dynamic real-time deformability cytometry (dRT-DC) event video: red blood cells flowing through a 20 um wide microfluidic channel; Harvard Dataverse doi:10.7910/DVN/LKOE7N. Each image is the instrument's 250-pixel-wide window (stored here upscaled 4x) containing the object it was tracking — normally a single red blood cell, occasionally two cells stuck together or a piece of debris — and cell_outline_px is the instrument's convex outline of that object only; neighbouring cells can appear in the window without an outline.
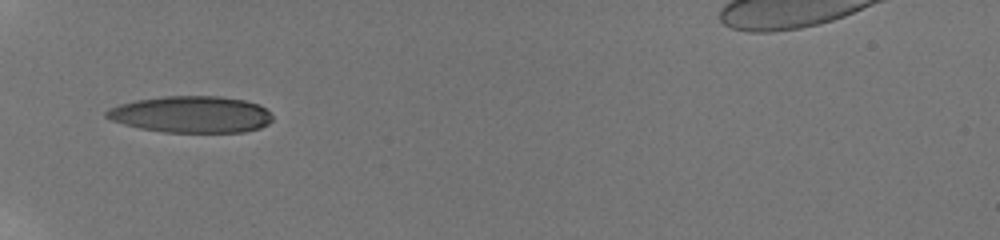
{"species": "human", "species_latin": "Homo sapiens", "temperature_condition": "room temperature", "stored_images_in_passage": 13, "camera_frame_rate_fps": 3000, "um_per_image_px": 0.085, "donor": {"sex": "male"}, "frame": {"image": 1, "passage_image": 1, "time_ms": 0.0, "image_size_px": [1000, 240], "cell_outline_px": [[272, 120], [268, 124], [260, 128], [244, 132], [164, 132], [140, 128], [124, 124], [112, 120], [104, 116], [104, 112], [108, 108], [120, 104], [136, 100], [164, 96], [220, 96], [244, 100], [260, 104], [272, 116]], "centroid_in_image_um": [16.25, 9.72], "position_along_channel_um": 68.7, "area_um2": 35.49}}
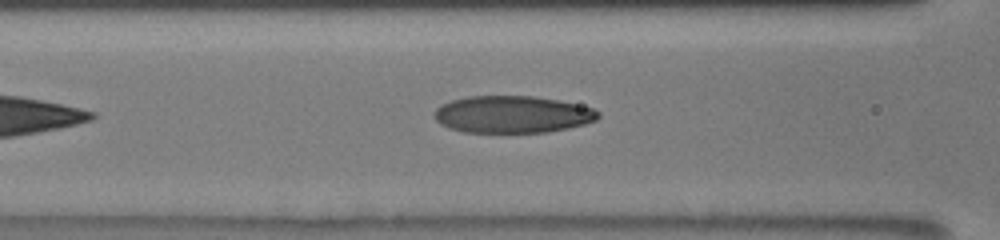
{"frame": {"image": 2, "passage_image": 10, "time_ms": 1.667, "image_size_px": [1000, 240], "cell_outline_px": [[600, 116], [596, 120], [584, 124], [568, 128], [548, 132], [464, 132], [448, 128], [440, 124], [436, 120], [436, 108], [440, 104], [452, 100], [468, 96], [532, 96], [560, 100], [592, 108], [600, 112]], "centroid_in_image_um": [43.55, 9.72], "position_along_channel_um": 123.0, "area_um2": 35.43}}